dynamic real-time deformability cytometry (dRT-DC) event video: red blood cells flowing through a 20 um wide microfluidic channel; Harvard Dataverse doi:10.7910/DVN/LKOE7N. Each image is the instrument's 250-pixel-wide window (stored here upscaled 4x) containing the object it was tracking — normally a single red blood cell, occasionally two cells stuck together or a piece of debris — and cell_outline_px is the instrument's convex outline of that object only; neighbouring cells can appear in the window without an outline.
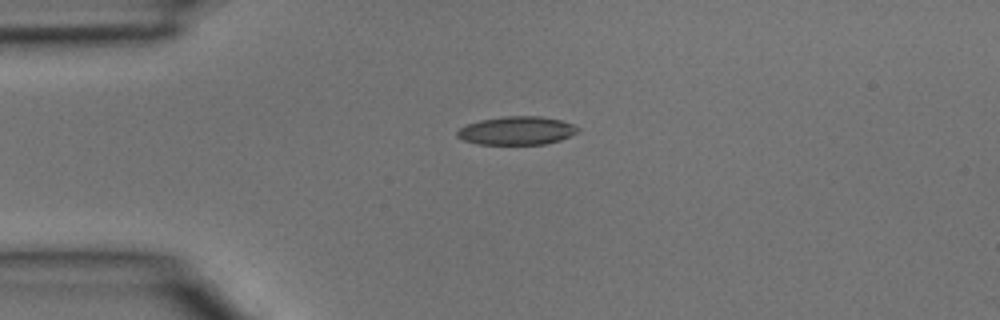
{"species": "common noctule bat (a hibernating species)", "species_latin": "Nyctalus noctula", "temperature_condition": "room temperature", "stored_images_in_passage": 1, "camera_frame_rate_fps": 3000, "um_per_image_px": 0.085, "animal": {"sex": "male", "body_mass_g": 15.6}, "frame": {"image": 1, "passage_image": 1, "time_ms": 0.0, "image_size_px": [1000, 320], "cell_outline_px": [[580, 132], [560, 140], [544, 144], [476, 144], [464, 140], [456, 136], [456, 132], [460, 128], [468, 124], [480, 120], [504, 116], [540, 116], [560, 120], [572, 124], [580, 128]], "centroid_in_image_um": [43.94, 11.1], "position_along_channel_um": 41.1, "area_um2": 19.94}}